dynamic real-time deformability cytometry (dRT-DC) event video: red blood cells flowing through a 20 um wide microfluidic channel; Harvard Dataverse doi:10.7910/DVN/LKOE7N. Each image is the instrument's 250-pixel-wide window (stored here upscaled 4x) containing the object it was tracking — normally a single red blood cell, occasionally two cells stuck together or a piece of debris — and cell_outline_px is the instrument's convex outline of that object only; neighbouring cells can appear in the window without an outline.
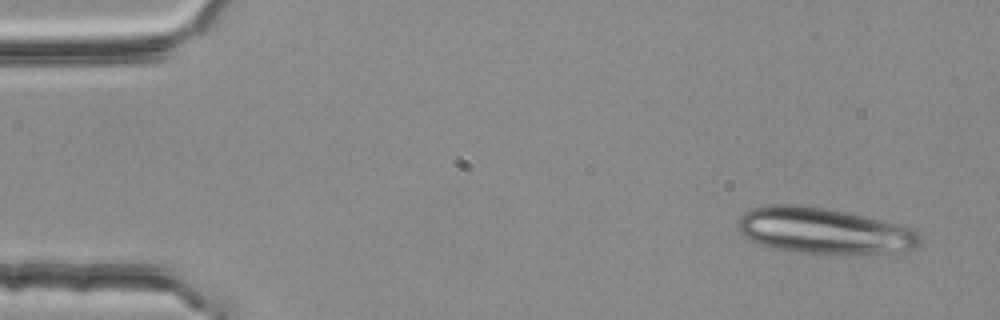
{"species": "common noctule bat (a hibernating species)", "species_latin": "Nyctalus noctula", "temperature_condition": "room temperature", "stored_images_in_passage": 4, "camera_frame_rate_fps": 3000, "um_per_image_px": 0.085, "animal": {"sex": "female", "body_mass_g": 25.1}, "frame": {"image": 1, "passage_image": 1, "time_ms": 0.0, "image_size_px": [1000, 320], "cell_outline_px": [[920, 244], [916, 248], [904, 252], [800, 252], [772, 248], [760, 244], [744, 236], [740, 232], [736, 224], [740, 216], [744, 212], [752, 208], [764, 204], [800, 204], [828, 208], [864, 216], [896, 224], [908, 228], [916, 232], [920, 236]], "centroid_in_image_um": [69.96, 19.58], "position_along_channel_um": 15.0, "area_um2": 48.21}}